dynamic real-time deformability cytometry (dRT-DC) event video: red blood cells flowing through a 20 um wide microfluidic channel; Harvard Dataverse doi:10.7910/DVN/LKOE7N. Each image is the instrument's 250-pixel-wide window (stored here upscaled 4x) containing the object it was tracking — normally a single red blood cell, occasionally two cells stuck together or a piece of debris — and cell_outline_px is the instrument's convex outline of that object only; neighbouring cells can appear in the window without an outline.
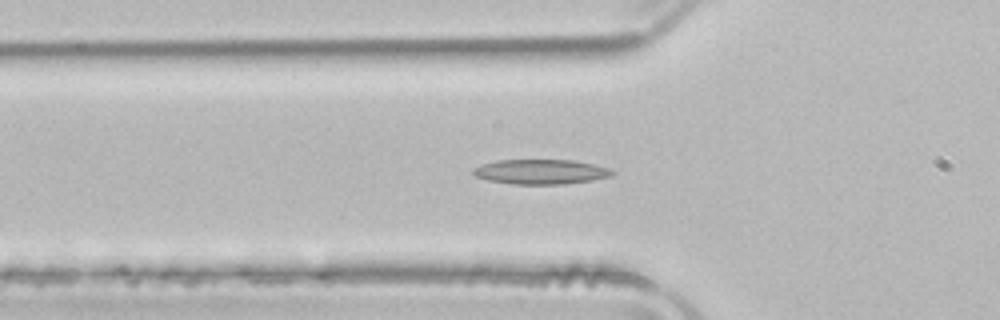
{"species": "common noctule bat (a hibernating species)", "species_latin": "Nyctalus noctula", "temperature_condition": "room temperature", "stored_images_in_passage": 51, "camera_frame_rate_fps": 3000, "um_per_image_px": 0.085, "animal": {"sex": "male", "body_mass_g": 21.5, "forearm_length_mm": 52.0}, "frame": {"image": 1, "passage_image": 16, "time_ms": 5.0, "image_size_px": [1000, 320], "cell_outline_px": [[616, 172], [612, 176], [592, 180], [564, 184], [512, 184], [488, 180], [476, 176], [472, 172], [472, 168], [480, 164], [496, 160], [572, 160], [612, 168]], "centroid_in_image_um": [45.97, 14.59], "position_along_channel_um": 79.8, "area_um2": 20.23}}
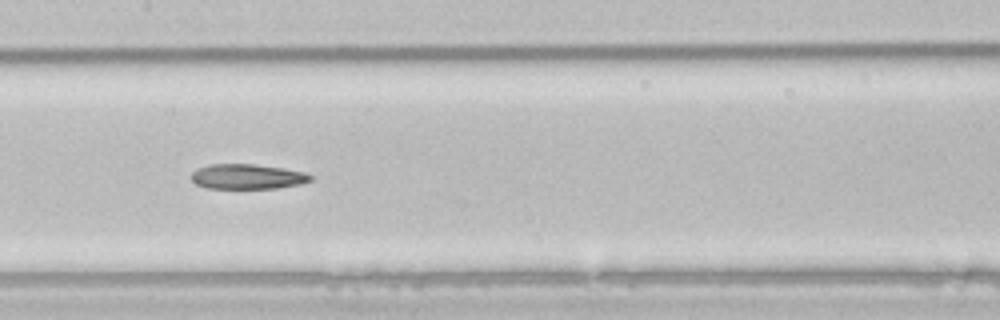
{"frame": {"image": 2, "passage_image": 24, "time_ms": 7.667, "image_size_px": [1000, 320], "cell_outline_px": [[312, 180], [300, 184], [276, 188], [208, 188], [196, 184], [192, 180], [192, 172], [196, 168], [212, 164], [252, 164], [280, 168], [304, 172], [312, 176]], "centroid_in_image_um": [21.0, 15.01], "position_along_channel_um": 186.4, "area_um2": 17.17}}
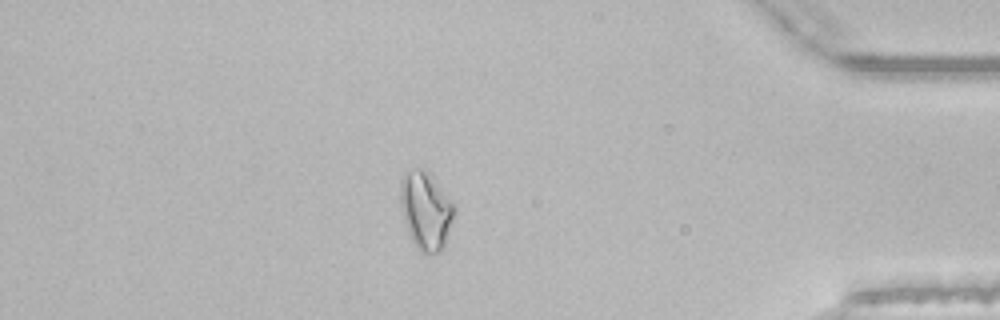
{"frame": {"image": 3, "passage_image": 43, "time_ms": 14.0, "image_size_px": [1000, 320], "cell_outline_px": [[456, 212], [444, 244], [436, 252], [424, 252], [416, 248], [412, 240], [404, 220], [400, 204], [400, 180], [408, 172], [416, 168], [420, 168], [428, 172], [432, 176], [456, 204]], "centroid_in_image_um": [36.21, 17.85], "position_along_channel_um": 399.0, "area_um2": 24.22}, "authors_computed_cell_mechanics": {"area_um2": 19.941, "velocity_mm_per_s": 3.9563, "shape_relaxation_time_tau1_ms": null, "shape_relaxation_time_tau2_ms": 11.0258, "deformation_change_tau1": null, "deformation_change_tau2": 0.2198}}